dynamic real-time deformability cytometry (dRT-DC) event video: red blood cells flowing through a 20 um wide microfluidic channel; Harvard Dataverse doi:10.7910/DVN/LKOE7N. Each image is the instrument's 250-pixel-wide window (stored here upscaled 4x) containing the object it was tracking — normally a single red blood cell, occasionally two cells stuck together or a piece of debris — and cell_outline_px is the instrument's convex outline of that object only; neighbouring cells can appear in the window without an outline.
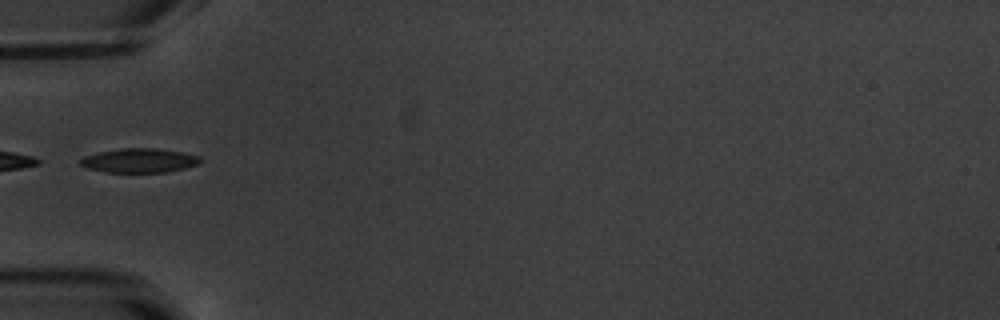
{"species": "common noctule bat (a hibernating species)", "species_latin": "Nyctalus noctula", "temperature_condition": "warm", "stored_images_in_passage": 35, "camera_frame_rate_fps": 3000, "um_per_image_px": 0.085, "animal": {"sex": "male", "body_mass_g": 20.1, "forearm_length_mm": 53.5}, "frame": {"image": 1, "passage_image": 1, "time_ms": 0.0, "image_size_px": [1000, 320], "cell_outline_px": [[204, 160], [196, 164], [184, 168], [164, 172], [108, 172], [88, 168], [80, 164], [80, 160], [84, 156], [100, 152], [120, 148], [156, 148], [180, 152], [200, 156]], "centroid_in_image_um": [11.85, 13.63], "position_along_channel_um": 73.1, "area_um2": 16.7}}
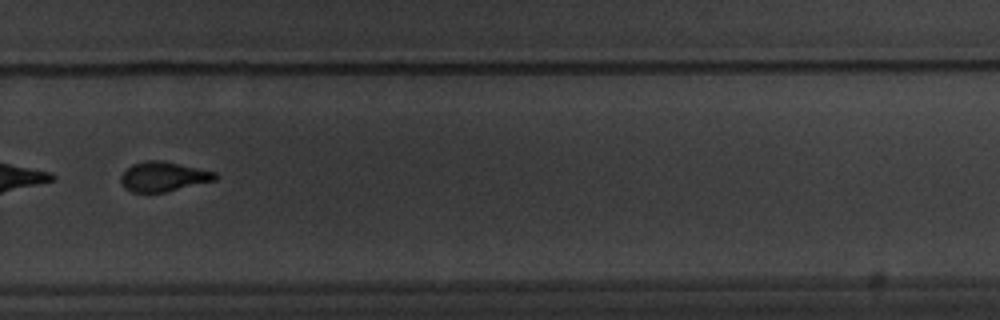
{"frame": {"image": 2, "passage_image": 20, "time_ms": 6.333, "image_size_px": [1000, 320], "cell_outline_px": [[220, 176], [216, 180], [164, 192], [132, 192], [124, 188], [120, 184], [120, 176], [132, 164], [144, 160], [160, 160], [216, 172]], "centroid_in_image_um": [13.87, 15.01], "position_along_channel_um": 315.9, "area_um2": 16.3}, "authors_computed_cell_mechanics": {"area_um2": 17.2244, "velocity_mm_per_s": 3.8199, "shape_relaxation_time_tau1_ms": 2.8336, "shape_relaxation_time_tau2_ms": 2.2926, "deformation_change_tau1": 0.1249, "deformation_change_tau2": 0.0811}}